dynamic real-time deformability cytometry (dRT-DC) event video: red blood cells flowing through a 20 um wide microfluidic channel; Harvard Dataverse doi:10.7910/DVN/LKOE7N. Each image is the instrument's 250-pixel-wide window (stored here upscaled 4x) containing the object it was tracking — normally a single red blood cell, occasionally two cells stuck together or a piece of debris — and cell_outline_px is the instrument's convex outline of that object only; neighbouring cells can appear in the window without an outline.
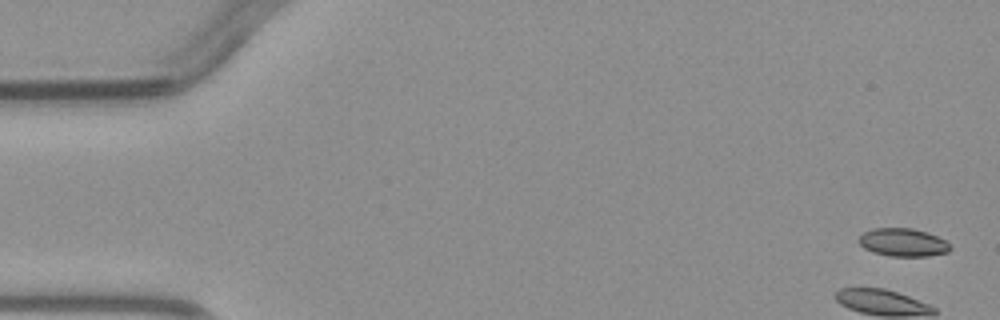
{"species": "common noctule bat (a hibernating species)", "species_latin": "Nyctalus noctula", "temperature_condition": "warm", "stored_images_in_passage": 4, "camera_frame_rate_fps": 3000, "um_per_image_px": 0.085, "animal": {"sex": "male", "body_mass_g": 23.1, "forearm_length_mm": 52.7}, "frame": {"image": 1, "passage_image": 1, "time_ms": 0.0, "image_size_px": [1000, 320], "cell_outline_px": [[952, 248], [948, 252], [928, 256], [892, 256], [872, 252], [864, 248], [860, 244], [860, 236], [864, 232], [872, 228], [912, 228], [936, 236], [944, 240]], "centroid_in_image_um": [76.75, 20.61], "position_along_channel_um": 8.3, "area_um2": 14.74}}